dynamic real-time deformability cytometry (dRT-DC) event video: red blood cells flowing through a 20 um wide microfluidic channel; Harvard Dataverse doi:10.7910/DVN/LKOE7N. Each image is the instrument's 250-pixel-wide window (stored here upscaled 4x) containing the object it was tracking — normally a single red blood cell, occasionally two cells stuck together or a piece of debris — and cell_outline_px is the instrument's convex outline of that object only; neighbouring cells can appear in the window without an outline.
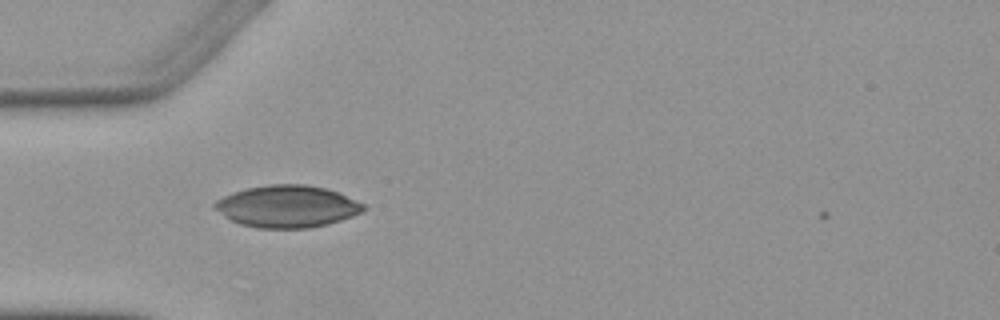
{"species": "Egyptian fruit bat (a non-hibernating species)", "species_latin": "Rousettus aegyptiacus", "temperature_condition": "warm", "stored_images_in_passage": 6, "camera_frame_rate_fps": 3000, "um_per_image_px": 0.085, "animal": {"sex": "female"}, "frame": {"image": 1, "passage_image": 1, "time_ms": 0.0, "image_size_px": [1000, 320], "cell_outline_px": [[368, 208], [352, 216], [328, 224], [308, 228], [256, 228], [240, 224], [224, 216], [212, 208], [212, 204], [216, 200], [232, 192], [248, 188], [268, 184], [304, 184], [324, 188], [336, 192], [364, 204]], "centroid_in_image_um": [24.37, 17.55], "position_along_channel_um": 60.6, "area_um2": 36.36}}
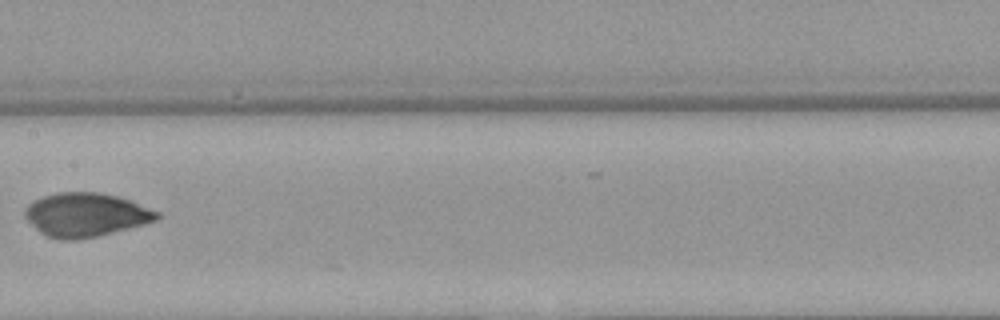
{"frame": {"image": 2, "passage_image": 4, "time_ms": 3.667, "image_size_px": [1000, 320], "cell_outline_px": [[160, 216], [156, 220], [144, 224], [96, 236], [72, 240], [64, 240], [48, 236], [40, 232], [24, 216], [24, 212], [28, 204], [32, 200], [56, 192], [100, 192], [132, 200], [160, 212]], "centroid_in_image_um": [7.29, 18.23], "position_along_channel_um": 200.1, "area_um2": 33.52}}
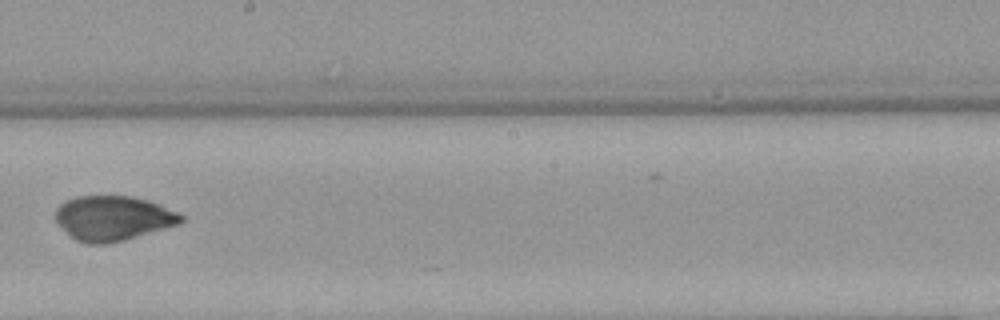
{"frame": {"image": 3, "passage_image": 5, "time_ms": 4.667, "image_size_px": [1000, 320], "cell_outline_px": [[184, 220], [176, 224], [124, 240], [104, 244], [88, 244], [76, 240], [56, 220], [56, 208], [64, 200], [76, 196], [132, 196], [148, 200], [160, 204], [184, 216]], "centroid_in_image_um": [9.59, 18.52], "position_along_channel_um": 238.6, "area_um2": 32.31}}